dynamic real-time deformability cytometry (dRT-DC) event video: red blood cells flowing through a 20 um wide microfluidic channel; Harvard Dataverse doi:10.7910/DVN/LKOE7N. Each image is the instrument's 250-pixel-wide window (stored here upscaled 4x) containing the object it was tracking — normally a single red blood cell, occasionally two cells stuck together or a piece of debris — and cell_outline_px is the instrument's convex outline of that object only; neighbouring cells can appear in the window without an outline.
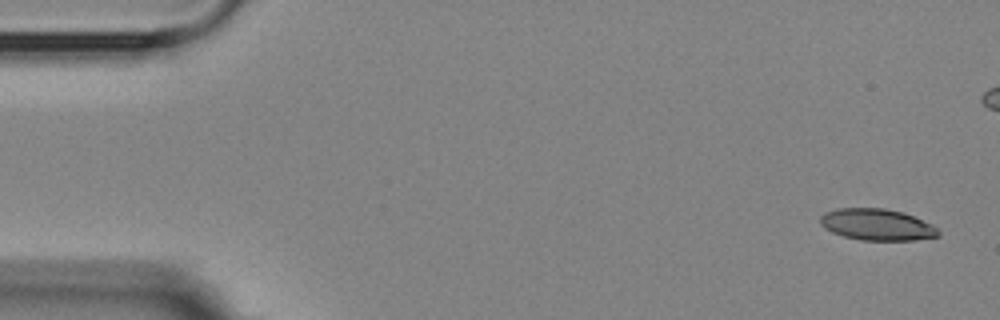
{"species": "Egyptian fruit bat (a non-hibernating species)", "species_latin": "Rousettus aegyptiacus", "temperature_condition": "room temperature", "stored_images_in_passage": 7, "segment_of_instrument_passage": [1, 2], "camera_frame_rate_fps": 3000, "um_per_image_px": 0.085, "animal": {"sex": "female"}, "frame": {"image": 1, "passage_image": 1, "time_ms": 0.0, "image_size_px": [1000, 320], "cell_outline_px": [[940, 236], [916, 240], [860, 240], [844, 236], [832, 232], [824, 228], [820, 224], [820, 216], [824, 212], [836, 208], [884, 208], [904, 212], [932, 224], [940, 232]], "centroid_in_image_um": [74.53, 19.09], "position_along_channel_um": 10.5, "area_um2": 21.85}}
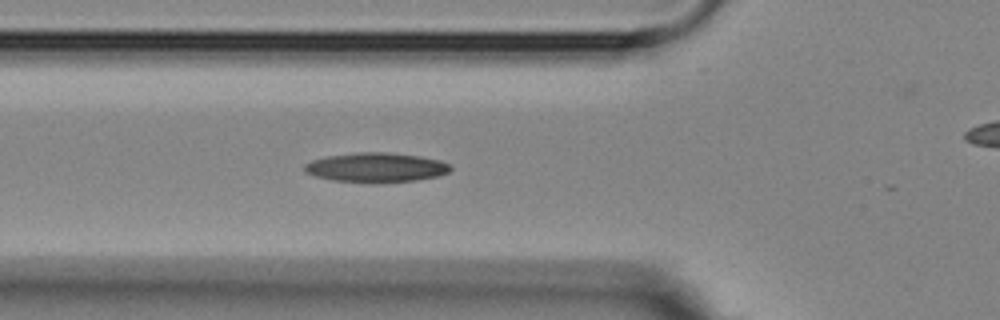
{"frame": {"image": 2, "passage_image": 6, "time_ms": 5.667, "image_size_px": [1000, 320], "cell_outline_px": [[452, 168], [448, 172], [440, 176], [416, 180], [376, 184], [372, 184], [332, 180], [316, 176], [304, 172], [304, 164], [312, 160], [324, 156], [356, 152], [388, 152], [420, 156], [440, 160], [452, 164]], "centroid_in_image_um": [31.98, 14.24], "position_along_channel_um": 93.8, "area_um2": 25.72}}